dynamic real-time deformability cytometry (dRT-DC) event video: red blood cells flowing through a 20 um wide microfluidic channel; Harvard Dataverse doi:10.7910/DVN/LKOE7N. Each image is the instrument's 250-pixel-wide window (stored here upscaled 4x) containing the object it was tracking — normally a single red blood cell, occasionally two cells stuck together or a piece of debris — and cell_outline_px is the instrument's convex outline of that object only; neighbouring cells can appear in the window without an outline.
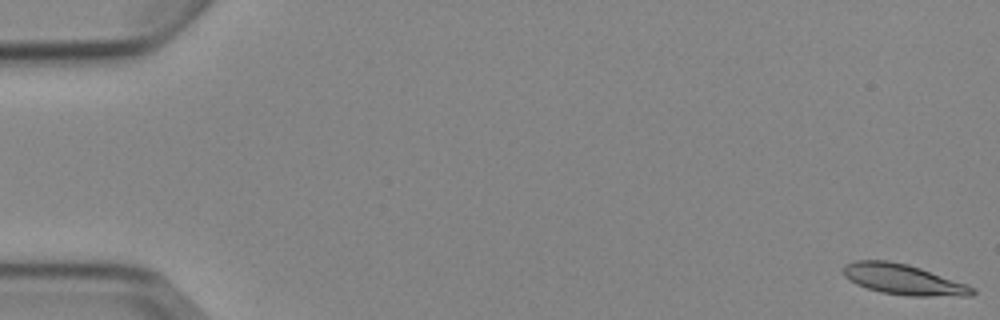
{"species": "Egyptian fruit bat (a non-hibernating species)", "species_latin": "Rousettus aegyptiacus", "temperature_condition": "cold", "stored_images_in_passage": 6, "camera_frame_rate_fps": 3000, "um_per_image_px": 0.085, "animal": {"sex": "female"}, "frame": {"image": 1, "passage_image": 1, "time_ms": 0.0, "image_size_px": [1000, 320], "cell_outline_px": [[976, 292], [972, 296], [908, 296], [880, 292], [856, 284], [844, 276], [840, 272], [840, 268], [844, 264], [856, 260], [888, 260], [908, 264], [968, 284], [976, 288]], "centroid_in_image_um": [76.77, 23.75], "position_along_channel_um": 8.2, "area_um2": 23.29}}